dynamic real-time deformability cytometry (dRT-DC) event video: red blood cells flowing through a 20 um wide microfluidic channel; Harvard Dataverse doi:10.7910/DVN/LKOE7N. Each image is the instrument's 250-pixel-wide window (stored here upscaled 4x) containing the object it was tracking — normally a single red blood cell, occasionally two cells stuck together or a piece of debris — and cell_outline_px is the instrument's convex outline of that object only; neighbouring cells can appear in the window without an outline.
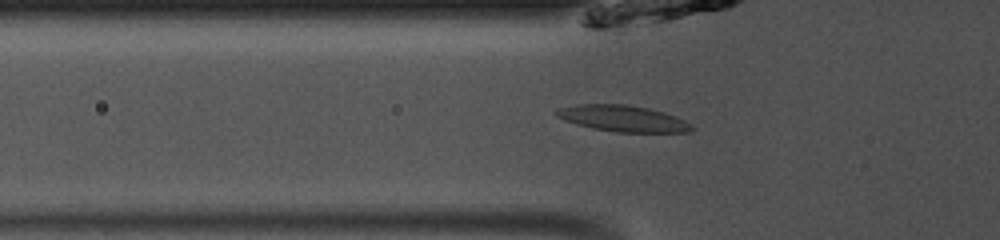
{"species": "common noctule bat (a hibernating species)", "species_latin": "Nyctalus noctula", "temperature_condition": "room temperature", "stored_images_in_passage": 48, "camera_frame_rate_fps": 3000, "um_per_image_px": 0.085, "animal": {"sex": "male", "body_mass_g": 13.0, "forearm_length_mm": 53.1}, "frame": {"image": 1, "passage_image": 16, "time_ms": 5.0, "image_size_px": [1000, 240], "cell_outline_px": [[696, 128], [692, 132], [616, 132], [592, 128], [576, 124], [564, 120], [556, 116], [552, 112], [556, 108], [576, 104], [624, 104], [648, 108], [664, 112], [676, 116], [692, 124]], "centroid_in_image_um": [52.93, 10.07], "position_along_channel_um": 72.9, "area_um2": 20.98}}
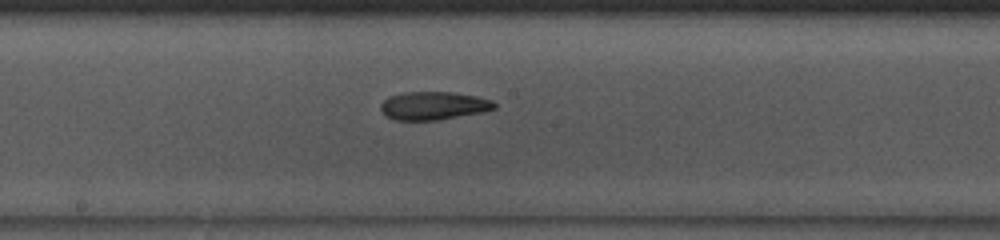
{"frame": {"image": 2, "passage_image": 26, "time_ms": 8.333, "image_size_px": [1000, 240], "cell_outline_px": [[496, 108], [480, 112], [436, 120], [396, 120], [388, 116], [380, 108], [380, 104], [388, 96], [404, 92], [452, 92], [476, 96], [492, 100], [496, 104]], "centroid_in_image_um": [36.83, 8.97], "position_along_channel_um": 211.4, "area_um2": 18.44}}
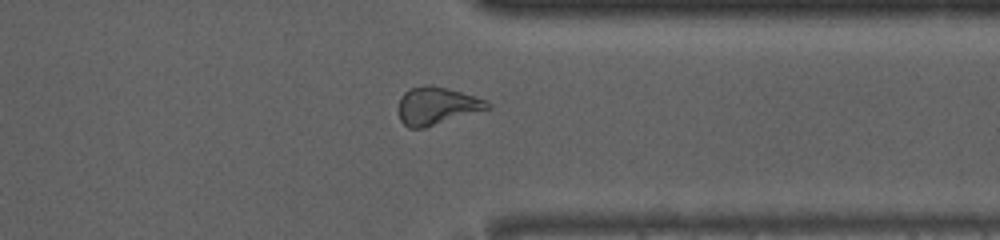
{"frame": {"image": 3, "passage_image": 38, "time_ms": 12.333, "image_size_px": [1000, 240], "cell_outline_px": [[492, 108], [424, 128], [408, 128], [400, 120], [400, 96], [408, 88], [424, 84], [432, 84], [488, 100], [492, 104]], "centroid_in_image_um": [37.15, 8.98], "position_along_channel_um": 374.3, "area_um2": 19.65}, "authors_computed_cell_mechanics": {"area_um2": 19.6809, "velocity_mm_per_s": 4.1076, "shape_relaxation_time_tau1_ms": null, "shape_relaxation_time_tau2_ms": 2.7475, "deformation_change_tau1": null, "deformation_change_tau2": 0.1119}}